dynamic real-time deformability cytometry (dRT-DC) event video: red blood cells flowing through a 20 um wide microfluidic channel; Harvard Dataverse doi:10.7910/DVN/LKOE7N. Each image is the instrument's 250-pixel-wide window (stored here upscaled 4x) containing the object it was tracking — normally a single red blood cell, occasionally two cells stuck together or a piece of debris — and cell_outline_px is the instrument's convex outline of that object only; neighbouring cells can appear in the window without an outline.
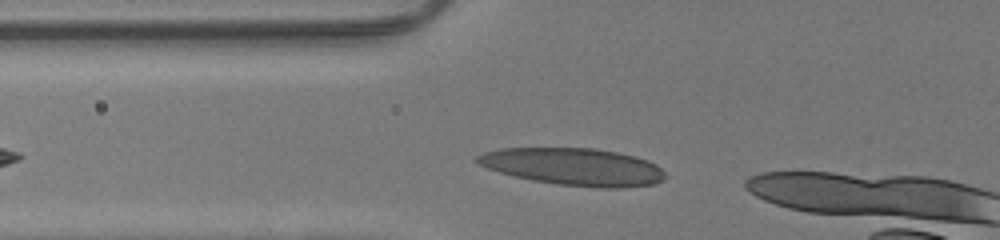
{"species": "human", "species_latin": "Homo sapiens", "temperature_condition": "room temperature", "stored_images_in_passage": 27, "camera_frame_rate_fps": 3000, "um_per_image_px": 0.085, "donor": {"sex": "male"}, "frame": {"image": 1, "passage_image": 2, "time_ms": 0.333, "image_size_px": [1000, 240], "cell_outline_px": [[668, 176], [664, 180], [652, 184], [620, 188], [600, 188], [560, 184], [532, 180], [500, 172], [488, 168], [480, 164], [476, 160], [476, 156], [484, 152], [500, 148], [596, 148], [636, 156], [648, 160], [656, 164]], "centroid_in_image_um": [48.8, 14.17], "position_along_channel_um": 77.0, "area_um2": 40.75}}
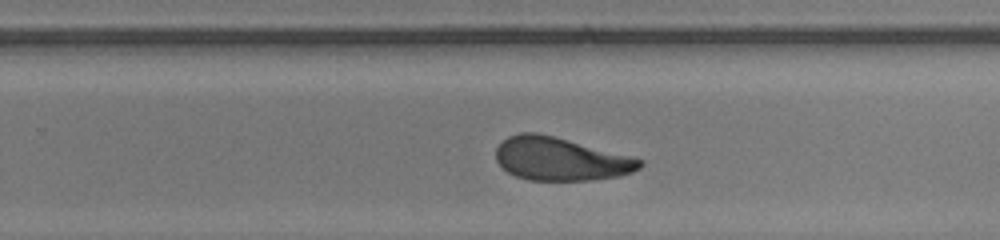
{"frame": {"image": 2, "passage_image": 17, "time_ms": 5.333, "image_size_px": [1000, 240], "cell_outline_px": [[644, 164], [640, 168], [632, 172], [620, 176], [592, 180], [528, 180], [516, 176], [508, 172], [496, 160], [496, 148], [508, 136], [520, 132], [536, 132], [556, 136], [632, 156], [644, 160]], "centroid_in_image_um": [47.67, 13.5], "position_along_channel_um": 282.1, "area_um2": 36.41}}
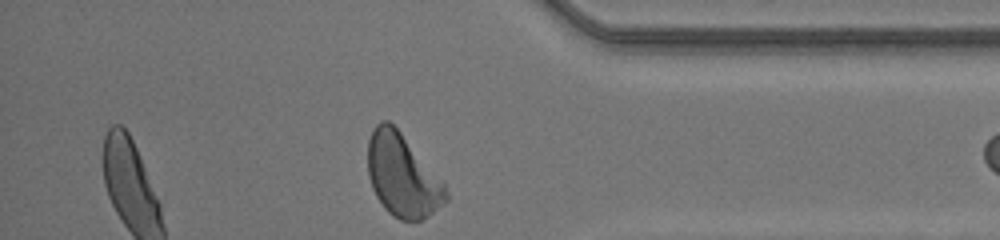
{"frame": {"image": 3, "passage_image": 26, "time_ms": 8.333, "image_size_px": [1000, 240], "cell_outline_px": [[448, 200], [444, 204], [420, 220], [400, 220], [392, 216], [384, 208], [376, 196], [372, 188], [368, 176], [368, 140], [372, 128], [380, 120], [388, 120], [400, 132], [444, 184], [448, 192]], "centroid_in_image_um": [34.17, 14.92], "position_along_channel_um": 401.0, "area_um2": 37.17}}